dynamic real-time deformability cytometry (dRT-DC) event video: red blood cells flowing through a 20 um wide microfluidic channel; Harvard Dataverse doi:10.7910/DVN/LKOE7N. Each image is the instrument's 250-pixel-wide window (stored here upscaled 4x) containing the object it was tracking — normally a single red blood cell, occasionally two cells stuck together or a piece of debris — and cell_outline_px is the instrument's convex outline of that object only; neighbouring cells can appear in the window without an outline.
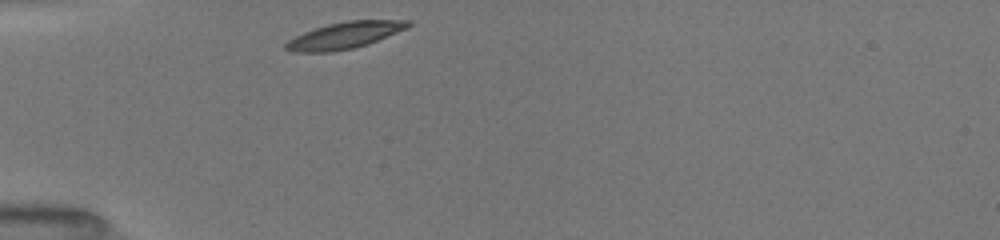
{"species": "common noctule bat (a hibernating species)", "species_latin": "Nyctalus noctula", "temperature_condition": "room temperature", "stored_images_in_passage": 30, "camera_frame_rate_fps": 3000, "um_per_image_px": 0.085, "animal": {"sex": "female", "body_mass_g": 19.5, "forearm_length_mm": 54.1}, "frame": {"image": 1, "passage_image": 1, "time_ms": 0.0, "image_size_px": [1000, 240], "cell_outline_px": [[412, 24], [408, 28], [368, 44], [352, 48], [332, 52], [292, 52], [284, 48], [284, 44], [288, 40], [304, 32], [328, 24], [348, 20], [412, 20]], "centroid_in_image_um": [29.31, 3.0], "position_along_channel_um": 55.7, "area_um2": 18.96}}
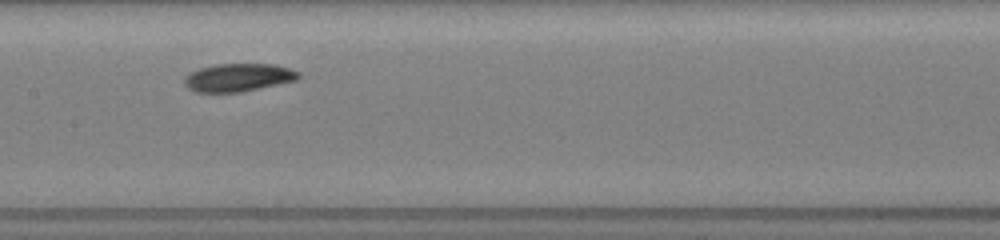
{"frame": {"image": 2, "passage_image": 12, "time_ms": 3.667, "image_size_px": [1000, 240], "cell_outline_px": [[300, 76], [296, 80], [240, 92], [196, 92], [188, 88], [184, 84], [184, 76], [200, 68], [216, 64], [272, 64], [288, 68], [300, 72]], "centroid_in_image_um": [20.23, 6.58], "position_along_channel_um": 187.2, "area_um2": 18.44}}
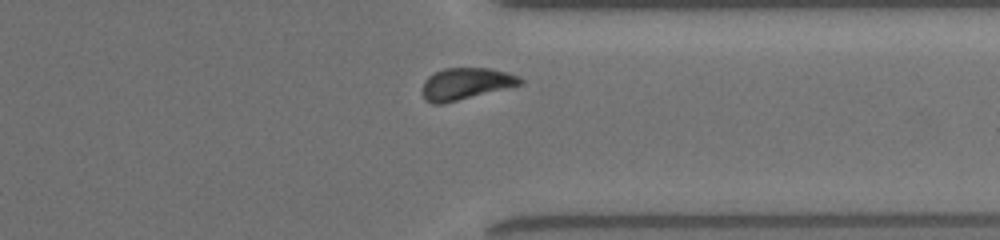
{"frame": {"image": 3, "passage_image": 26, "time_ms": 8.333, "image_size_px": [1000, 240], "cell_outline_px": [[524, 80], [520, 84], [508, 88], [440, 104], [432, 104], [424, 96], [424, 80], [428, 76], [444, 68], [488, 68], [508, 72], [520, 76]], "centroid_in_image_um": [39.64, 7.1], "position_along_channel_um": 371.8, "area_um2": 17.8}, "authors_computed_cell_mechanics": {"area_um2": 18.4093, "velocity_mm_per_s": 3.955, "shape_relaxation_time_tau1_ms": 2.7869, "shape_relaxation_time_tau2_ms": null, "deformation_change_tau1": 0.109, "deformation_change_tau2": null}}